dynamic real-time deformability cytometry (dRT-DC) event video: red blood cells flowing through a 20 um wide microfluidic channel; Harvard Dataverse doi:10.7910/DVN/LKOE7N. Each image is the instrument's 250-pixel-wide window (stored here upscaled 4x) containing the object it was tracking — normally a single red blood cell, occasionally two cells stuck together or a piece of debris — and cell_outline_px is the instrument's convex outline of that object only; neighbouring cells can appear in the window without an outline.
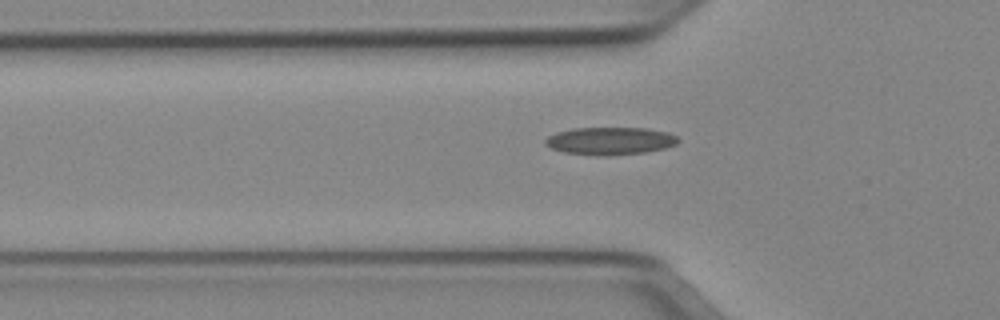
{"species": "Egyptian fruit bat (a non-hibernating species)", "species_latin": "Rousettus aegyptiacus", "temperature_condition": "cold", "stored_images_in_passage": 38, "camera_frame_rate_fps": 3000, "um_per_image_px": 0.085, "animal": {"sex": "female"}, "frame": {"image": 1, "passage_image": 9, "time_ms": 2.667, "image_size_px": [1000, 320], "cell_outline_px": [[680, 140], [676, 144], [664, 148], [644, 152], [564, 152], [552, 148], [544, 144], [544, 140], [548, 136], [556, 132], [572, 128], [648, 128], [668, 132], [676, 136]], "centroid_in_image_um": [51.88, 11.9], "position_along_channel_um": 73.9, "area_um2": 20.17}}
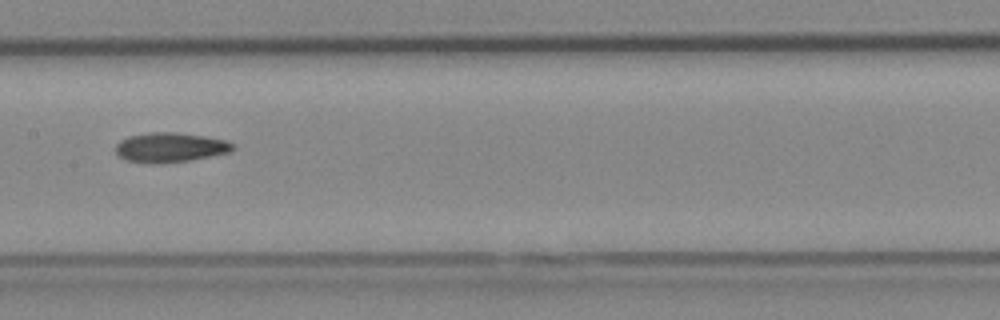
{"frame": {"image": 2, "passage_image": 18, "time_ms": 5.667, "image_size_px": [1000, 320], "cell_outline_px": [[236, 148], [232, 152], [188, 160], [156, 164], [152, 164], [128, 160], [120, 156], [116, 152], [116, 144], [120, 140], [128, 136], [148, 132], [176, 132], [204, 136], [228, 140]], "centroid_in_image_um": [14.48, 12.52], "position_along_channel_um": 192.9, "area_um2": 20.29}}
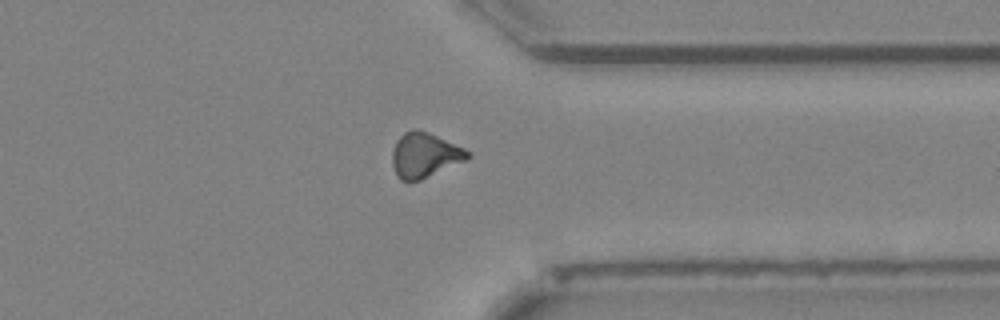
{"frame": {"image": 3, "passage_image": 32, "time_ms": 10.333, "image_size_px": [1000, 320], "cell_outline_px": [[472, 156], [468, 160], [420, 180], [400, 180], [396, 176], [392, 164], [392, 152], [396, 140], [404, 132], [412, 128], [416, 128], [428, 132], [464, 148], [472, 152]], "centroid_in_image_um": [36.11, 13.18], "position_along_channel_um": 375.3, "area_um2": 19.94}}